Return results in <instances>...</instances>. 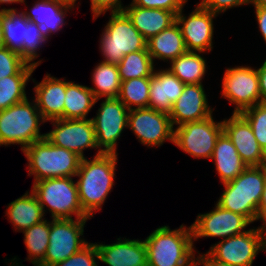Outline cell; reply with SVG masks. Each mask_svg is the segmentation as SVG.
<instances>
[{
    "instance_id": "obj_45",
    "label": "cell",
    "mask_w": 266,
    "mask_h": 266,
    "mask_svg": "<svg viewBox=\"0 0 266 266\" xmlns=\"http://www.w3.org/2000/svg\"><path fill=\"white\" fill-rule=\"evenodd\" d=\"M4 35H3V30H2V23H1V12H0V49L4 48Z\"/></svg>"
},
{
    "instance_id": "obj_2",
    "label": "cell",
    "mask_w": 266,
    "mask_h": 266,
    "mask_svg": "<svg viewBox=\"0 0 266 266\" xmlns=\"http://www.w3.org/2000/svg\"><path fill=\"white\" fill-rule=\"evenodd\" d=\"M144 241L148 266H196L191 225L158 227Z\"/></svg>"
},
{
    "instance_id": "obj_47",
    "label": "cell",
    "mask_w": 266,
    "mask_h": 266,
    "mask_svg": "<svg viewBox=\"0 0 266 266\" xmlns=\"http://www.w3.org/2000/svg\"><path fill=\"white\" fill-rule=\"evenodd\" d=\"M25 0H0V4L24 3Z\"/></svg>"
},
{
    "instance_id": "obj_3",
    "label": "cell",
    "mask_w": 266,
    "mask_h": 266,
    "mask_svg": "<svg viewBox=\"0 0 266 266\" xmlns=\"http://www.w3.org/2000/svg\"><path fill=\"white\" fill-rule=\"evenodd\" d=\"M23 153L28 161V176L34 175V182L75 177L82 160L77 153L53 145L46 138L33 142Z\"/></svg>"
},
{
    "instance_id": "obj_42",
    "label": "cell",
    "mask_w": 266,
    "mask_h": 266,
    "mask_svg": "<svg viewBox=\"0 0 266 266\" xmlns=\"http://www.w3.org/2000/svg\"><path fill=\"white\" fill-rule=\"evenodd\" d=\"M259 30L266 43V7H255V12Z\"/></svg>"
},
{
    "instance_id": "obj_10",
    "label": "cell",
    "mask_w": 266,
    "mask_h": 266,
    "mask_svg": "<svg viewBox=\"0 0 266 266\" xmlns=\"http://www.w3.org/2000/svg\"><path fill=\"white\" fill-rule=\"evenodd\" d=\"M88 219H52L50 221L49 245L42 266H53L69 258L88 244L81 238Z\"/></svg>"
},
{
    "instance_id": "obj_33",
    "label": "cell",
    "mask_w": 266,
    "mask_h": 266,
    "mask_svg": "<svg viewBox=\"0 0 266 266\" xmlns=\"http://www.w3.org/2000/svg\"><path fill=\"white\" fill-rule=\"evenodd\" d=\"M22 232L28 252L27 260L32 264H39L44 259L49 245L50 221L44 219Z\"/></svg>"
},
{
    "instance_id": "obj_19",
    "label": "cell",
    "mask_w": 266,
    "mask_h": 266,
    "mask_svg": "<svg viewBox=\"0 0 266 266\" xmlns=\"http://www.w3.org/2000/svg\"><path fill=\"white\" fill-rule=\"evenodd\" d=\"M213 111L206 98L203 84H187L173 104L169 116L172 126L175 127L174 125L205 120L212 116Z\"/></svg>"
},
{
    "instance_id": "obj_39",
    "label": "cell",
    "mask_w": 266,
    "mask_h": 266,
    "mask_svg": "<svg viewBox=\"0 0 266 266\" xmlns=\"http://www.w3.org/2000/svg\"><path fill=\"white\" fill-rule=\"evenodd\" d=\"M200 4L205 8L219 15L227 9L249 4V0H202Z\"/></svg>"
},
{
    "instance_id": "obj_30",
    "label": "cell",
    "mask_w": 266,
    "mask_h": 266,
    "mask_svg": "<svg viewBox=\"0 0 266 266\" xmlns=\"http://www.w3.org/2000/svg\"><path fill=\"white\" fill-rule=\"evenodd\" d=\"M94 87H89L96 100L100 98H117L121 80L117 64L105 63L103 60L95 66L92 73Z\"/></svg>"
},
{
    "instance_id": "obj_20",
    "label": "cell",
    "mask_w": 266,
    "mask_h": 266,
    "mask_svg": "<svg viewBox=\"0 0 266 266\" xmlns=\"http://www.w3.org/2000/svg\"><path fill=\"white\" fill-rule=\"evenodd\" d=\"M113 244H97L99 260L108 266H148L145 241L117 238Z\"/></svg>"
},
{
    "instance_id": "obj_35",
    "label": "cell",
    "mask_w": 266,
    "mask_h": 266,
    "mask_svg": "<svg viewBox=\"0 0 266 266\" xmlns=\"http://www.w3.org/2000/svg\"><path fill=\"white\" fill-rule=\"evenodd\" d=\"M240 114L248 121L259 146L266 154V104H256Z\"/></svg>"
},
{
    "instance_id": "obj_27",
    "label": "cell",
    "mask_w": 266,
    "mask_h": 266,
    "mask_svg": "<svg viewBox=\"0 0 266 266\" xmlns=\"http://www.w3.org/2000/svg\"><path fill=\"white\" fill-rule=\"evenodd\" d=\"M6 215L16 231L25 229L44 220V213L38 198L31 190L8 204Z\"/></svg>"
},
{
    "instance_id": "obj_5",
    "label": "cell",
    "mask_w": 266,
    "mask_h": 266,
    "mask_svg": "<svg viewBox=\"0 0 266 266\" xmlns=\"http://www.w3.org/2000/svg\"><path fill=\"white\" fill-rule=\"evenodd\" d=\"M264 184V165L248 166L234 180L223 184L225 190L217 204L245 216L253 223L256 221V212L263 195Z\"/></svg>"
},
{
    "instance_id": "obj_21",
    "label": "cell",
    "mask_w": 266,
    "mask_h": 266,
    "mask_svg": "<svg viewBox=\"0 0 266 266\" xmlns=\"http://www.w3.org/2000/svg\"><path fill=\"white\" fill-rule=\"evenodd\" d=\"M66 79H58L46 74L34 86V100L45 121L64 119V101L67 87Z\"/></svg>"
},
{
    "instance_id": "obj_34",
    "label": "cell",
    "mask_w": 266,
    "mask_h": 266,
    "mask_svg": "<svg viewBox=\"0 0 266 266\" xmlns=\"http://www.w3.org/2000/svg\"><path fill=\"white\" fill-rule=\"evenodd\" d=\"M150 77L121 81L118 99L130 110L148 108ZM133 107V108H132Z\"/></svg>"
},
{
    "instance_id": "obj_44",
    "label": "cell",
    "mask_w": 266,
    "mask_h": 266,
    "mask_svg": "<svg viewBox=\"0 0 266 266\" xmlns=\"http://www.w3.org/2000/svg\"><path fill=\"white\" fill-rule=\"evenodd\" d=\"M249 4L254 5V7H266V0H249Z\"/></svg>"
},
{
    "instance_id": "obj_41",
    "label": "cell",
    "mask_w": 266,
    "mask_h": 266,
    "mask_svg": "<svg viewBox=\"0 0 266 266\" xmlns=\"http://www.w3.org/2000/svg\"><path fill=\"white\" fill-rule=\"evenodd\" d=\"M257 73L259 76L261 103L266 104V59L262 66L257 69Z\"/></svg>"
},
{
    "instance_id": "obj_38",
    "label": "cell",
    "mask_w": 266,
    "mask_h": 266,
    "mask_svg": "<svg viewBox=\"0 0 266 266\" xmlns=\"http://www.w3.org/2000/svg\"><path fill=\"white\" fill-rule=\"evenodd\" d=\"M91 1V11L93 13V18H98L102 13L105 14L108 10L111 13L123 12L124 7L121 0H90Z\"/></svg>"
},
{
    "instance_id": "obj_28",
    "label": "cell",
    "mask_w": 266,
    "mask_h": 266,
    "mask_svg": "<svg viewBox=\"0 0 266 266\" xmlns=\"http://www.w3.org/2000/svg\"><path fill=\"white\" fill-rule=\"evenodd\" d=\"M97 101L89 87L68 81L64 101V119H86L88 112Z\"/></svg>"
},
{
    "instance_id": "obj_14",
    "label": "cell",
    "mask_w": 266,
    "mask_h": 266,
    "mask_svg": "<svg viewBox=\"0 0 266 266\" xmlns=\"http://www.w3.org/2000/svg\"><path fill=\"white\" fill-rule=\"evenodd\" d=\"M127 128L133 131L139 142L148 147H160L166 140L174 143L175 128L169 114L152 108L130 109Z\"/></svg>"
},
{
    "instance_id": "obj_9",
    "label": "cell",
    "mask_w": 266,
    "mask_h": 266,
    "mask_svg": "<svg viewBox=\"0 0 266 266\" xmlns=\"http://www.w3.org/2000/svg\"><path fill=\"white\" fill-rule=\"evenodd\" d=\"M266 250V229L262 226L222 239L207 252L215 260L231 266H252L259 251Z\"/></svg>"
},
{
    "instance_id": "obj_15",
    "label": "cell",
    "mask_w": 266,
    "mask_h": 266,
    "mask_svg": "<svg viewBox=\"0 0 266 266\" xmlns=\"http://www.w3.org/2000/svg\"><path fill=\"white\" fill-rule=\"evenodd\" d=\"M53 130L45 133V138L53 145L77 153L84 158V149L97 147V139L92 118L55 119L49 121Z\"/></svg>"
},
{
    "instance_id": "obj_16",
    "label": "cell",
    "mask_w": 266,
    "mask_h": 266,
    "mask_svg": "<svg viewBox=\"0 0 266 266\" xmlns=\"http://www.w3.org/2000/svg\"><path fill=\"white\" fill-rule=\"evenodd\" d=\"M250 224L245 216L215 204V209L209 213L199 214L191 225L193 240L202 237H222L224 240L246 232L245 228Z\"/></svg>"
},
{
    "instance_id": "obj_24",
    "label": "cell",
    "mask_w": 266,
    "mask_h": 266,
    "mask_svg": "<svg viewBox=\"0 0 266 266\" xmlns=\"http://www.w3.org/2000/svg\"><path fill=\"white\" fill-rule=\"evenodd\" d=\"M211 159L214 160L215 168L223 184L234 180L248 167L224 131L217 139Z\"/></svg>"
},
{
    "instance_id": "obj_37",
    "label": "cell",
    "mask_w": 266,
    "mask_h": 266,
    "mask_svg": "<svg viewBox=\"0 0 266 266\" xmlns=\"http://www.w3.org/2000/svg\"><path fill=\"white\" fill-rule=\"evenodd\" d=\"M188 0H132V4L143 8L171 11L175 15L183 9Z\"/></svg>"
},
{
    "instance_id": "obj_43",
    "label": "cell",
    "mask_w": 266,
    "mask_h": 266,
    "mask_svg": "<svg viewBox=\"0 0 266 266\" xmlns=\"http://www.w3.org/2000/svg\"><path fill=\"white\" fill-rule=\"evenodd\" d=\"M195 265H202V266H231L226 263L219 262L212 258L207 252L205 254L198 255L196 257Z\"/></svg>"
},
{
    "instance_id": "obj_8",
    "label": "cell",
    "mask_w": 266,
    "mask_h": 266,
    "mask_svg": "<svg viewBox=\"0 0 266 266\" xmlns=\"http://www.w3.org/2000/svg\"><path fill=\"white\" fill-rule=\"evenodd\" d=\"M100 40V49L105 63L118 64L131 53L147 50V40L133 26L124 12L111 13Z\"/></svg>"
},
{
    "instance_id": "obj_13",
    "label": "cell",
    "mask_w": 266,
    "mask_h": 266,
    "mask_svg": "<svg viewBox=\"0 0 266 266\" xmlns=\"http://www.w3.org/2000/svg\"><path fill=\"white\" fill-rule=\"evenodd\" d=\"M100 106L92 118L97 147L102 153L117 154V140L127 127L129 109L118 98H107Z\"/></svg>"
},
{
    "instance_id": "obj_40",
    "label": "cell",
    "mask_w": 266,
    "mask_h": 266,
    "mask_svg": "<svg viewBox=\"0 0 266 266\" xmlns=\"http://www.w3.org/2000/svg\"><path fill=\"white\" fill-rule=\"evenodd\" d=\"M264 179V190L256 212V221L259 219L260 221L262 220V227L266 229V165H264Z\"/></svg>"
},
{
    "instance_id": "obj_31",
    "label": "cell",
    "mask_w": 266,
    "mask_h": 266,
    "mask_svg": "<svg viewBox=\"0 0 266 266\" xmlns=\"http://www.w3.org/2000/svg\"><path fill=\"white\" fill-rule=\"evenodd\" d=\"M35 69L26 64L16 75L0 79V111L27 98L25 87Z\"/></svg>"
},
{
    "instance_id": "obj_25",
    "label": "cell",
    "mask_w": 266,
    "mask_h": 266,
    "mask_svg": "<svg viewBox=\"0 0 266 266\" xmlns=\"http://www.w3.org/2000/svg\"><path fill=\"white\" fill-rule=\"evenodd\" d=\"M74 9L55 0H38L30 12L24 11L25 17L40 26L46 37L56 33L66 23V13ZM52 33V34H51Z\"/></svg>"
},
{
    "instance_id": "obj_22",
    "label": "cell",
    "mask_w": 266,
    "mask_h": 266,
    "mask_svg": "<svg viewBox=\"0 0 266 266\" xmlns=\"http://www.w3.org/2000/svg\"><path fill=\"white\" fill-rule=\"evenodd\" d=\"M185 84L170 70H154L150 76L148 108L170 114Z\"/></svg>"
},
{
    "instance_id": "obj_32",
    "label": "cell",
    "mask_w": 266,
    "mask_h": 266,
    "mask_svg": "<svg viewBox=\"0 0 266 266\" xmlns=\"http://www.w3.org/2000/svg\"><path fill=\"white\" fill-rule=\"evenodd\" d=\"M154 66V61L148 50L131 52L117 64L121 81L150 77L154 73Z\"/></svg>"
},
{
    "instance_id": "obj_7",
    "label": "cell",
    "mask_w": 266,
    "mask_h": 266,
    "mask_svg": "<svg viewBox=\"0 0 266 266\" xmlns=\"http://www.w3.org/2000/svg\"><path fill=\"white\" fill-rule=\"evenodd\" d=\"M32 191L45 215V207L52 219L90 218L80 204L76 181L72 177H56L33 182Z\"/></svg>"
},
{
    "instance_id": "obj_4",
    "label": "cell",
    "mask_w": 266,
    "mask_h": 266,
    "mask_svg": "<svg viewBox=\"0 0 266 266\" xmlns=\"http://www.w3.org/2000/svg\"><path fill=\"white\" fill-rule=\"evenodd\" d=\"M36 101L25 100L0 111V146L18 144L21 151L33 142L44 139L40 125L45 123Z\"/></svg>"
},
{
    "instance_id": "obj_11",
    "label": "cell",
    "mask_w": 266,
    "mask_h": 266,
    "mask_svg": "<svg viewBox=\"0 0 266 266\" xmlns=\"http://www.w3.org/2000/svg\"><path fill=\"white\" fill-rule=\"evenodd\" d=\"M223 132L222 121L216 122L213 116L188 122L174 129V143L194 158L211 159L219 135Z\"/></svg>"
},
{
    "instance_id": "obj_26",
    "label": "cell",
    "mask_w": 266,
    "mask_h": 266,
    "mask_svg": "<svg viewBox=\"0 0 266 266\" xmlns=\"http://www.w3.org/2000/svg\"><path fill=\"white\" fill-rule=\"evenodd\" d=\"M147 50L153 61L161 59L171 62L187 52L179 25L175 22L147 41Z\"/></svg>"
},
{
    "instance_id": "obj_29",
    "label": "cell",
    "mask_w": 266,
    "mask_h": 266,
    "mask_svg": "<svg viewBox=\"0 0 266 266\" xmlns=\"http://www.w3.org/2000/svg\"><path fill=\"white\" fill-rule=\"evenodd\" d=\"M202 52L187 51L172 60L168 68L185 85L202 84L206 73V60L200 55Z\"/></svg>"
},
{
    "instance_id": "obj_12",
    "label": "cell",
    "mask_w": 266,
    "mask_h": 266,
    "mask_svg": "<svg viewBox=\"0 0 266 266\" xmlns=\"http://www.w3.org/2000/svg\"><path fill=\"white\" fill-rule=\"evenodd\" d=\"M222 96L235 105L233 113L261 103L257 69L243 65L227 68L222 81Z\"/></svg>"
},
{
    "instance_id": "obj_18",
    "label": "cell",
    "mask_w": 266,
    "mask_h": 266,
    "mask_svg": "<svg viewBox=\"0 0 266 266\" xmlns=\"http://www.w3.org/2000/svg\"><path fill=\"white\" fill-rule=\"evenodd\" d=\"M222 124L223 131L247 166L266 165V154L259 146L248 121L240 113H233Z\"/></svg>"
},
{
    "instance_id": "obj_48",
    "label": "cell",
    "mask_w": 266,
    "mask_h": 266,
    "mask_svg": "<svg viewBox=\"0 0 266 266\" xmlns=\"http://www.w3.org/2000/svg\"><path fill=\"white\" fill-rule=\"evenodd\" d=\"M15 259H16V257L12 260L11 259V264H10V266H19V262L17 263V261L18 260H16L15 261ZM13 263V264H12ZM34 266H42L41 264H33ZM21 266H23V265H21Z\"/></svg>"
},
{
    "instance_id": "obj_23",
    "label": "cell",
    "mask_w": 266,
    "mask_h": 266,
    "mask_svg": "<svg viewBox=\"0 0 266 266\" xmlns=\"http://www.w3.org/2000/svg\"><path fill=\"white\" fill-rule=\"evenodd\" d=\"M123 12L147 41L176 22V15L171 11L143 8L132 3L125 6Z\"/></svg>"
},
{
    "instance_id": "obj_17",
    "label": "cell",
    "mask_w": 266,
    "mask_h": 266,
    "mask_svg": "<svg viewBox=\"0 0 266 266\" xmlns=\"http://www.w3.org/2000/svg\"><path fill=\"white\" fill-rule=\"evenodd\" d=\"M182 10L176 14V23L181 29L187 51H212L213 18L218 15L205 9L200 3L196 4V8L187 18Z\"/></svg>"
},
{
    "instance_id": "obj_1",
    "label": "cell",
    "mask_w": 266,
    "mask_h": 266,
    "mask_svg": "<svg viewBox=\"0 0 266 266\" xmlns=\"http://www.w3.org/2000/svg\"><path fill=\"white\" fill-rule=\"evenodd\" d=\"M116 153L97 151L93 160L82 158L76 173L77 190L83 211L91 218L95 211L102 209L108 193L111 192L117 167Z\"/></svg>"
},
{
    "instance_id": "obj_36",
    "label": "cell",
    "mask_w": 266,
    "mask_h": 266,
    "mask_svg": "<svg viewBox=\"0 0 266 266\" xmlns=\"http://www.w3.org/2000/svg\"><path fill=\"white\" fill-rule=\"evenodd\" d=\"M26 64L19 53L6 47L0 49V79L16 75Z\"/></svg>"
},
{
    "instance_id": "obj_6",
    "label": "cell",
    "mask_w": 266,
    "mask_h": 266,
    "mask_svg": "<svg viewBox=\"0 0 266 266\" xmlns=\"http://www.w3.org/2000/svg\"><path fill=\"white\" fill-rule=\"evenodd\" d=\"M0 12L5 47L19 53L27 64L37 68L42 62L41 59L33 62L39 57L37 51L48 41L42 28L15 8H3Z\"/></svg>"
},
{
    "instance_id": "obj_46",
    "label": "cell",
    "mask_w": 266,
    "mask_h": 266,
    "mask_svg": "<svg viewBox=\"0 0 266 266\" xmlns=\"http://www.w3.org/2000/svg\"><path fill=\"white\" fill-rule=\"evenodd\" d=\"M55 1L60 2L66 6H71L74 8V5H75L77 0H55Z\"/></svg>"
}]
</instances>
